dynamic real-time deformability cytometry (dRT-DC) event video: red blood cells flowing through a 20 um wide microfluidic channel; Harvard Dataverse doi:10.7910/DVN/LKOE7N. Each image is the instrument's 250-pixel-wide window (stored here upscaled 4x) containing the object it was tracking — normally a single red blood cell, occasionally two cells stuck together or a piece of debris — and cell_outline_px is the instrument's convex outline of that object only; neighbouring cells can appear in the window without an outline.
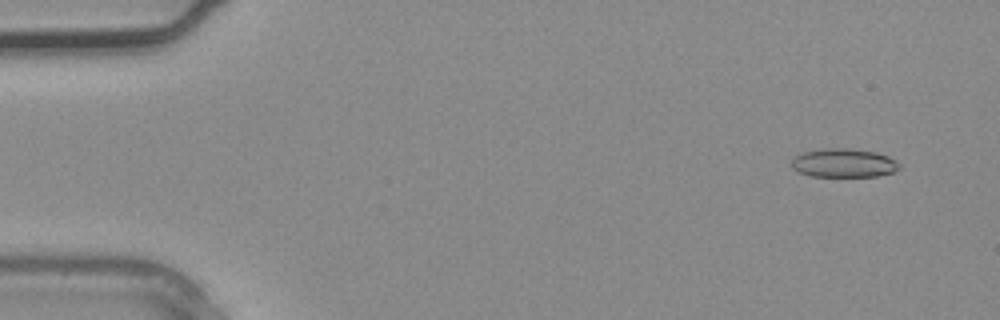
{"species": "common noctule bat (a hibernating species)", "species_latin": "Nyctalus noctula", "temperature_condition": "warm", "stored_images_in_passage": 3, "camera_frame_rate_fps": 3000, "um_per_image_px": 0.085, "animal": {"sex": "male", "body_mass_g": 20.4}, "frame": {"image": 1, "passage_image": 1, "time_ms": 0.0, "image_size_px": [1000, 320], "cell_outline_px": [[900, 168], [896, 172], [880, 176], [812, 176], [800, 172], [792, 168], [792, 160], [796, 156], [804, 152], [820, 148], [844, 148], [876, 152], [888, 156], [896, 160], [900, 164]], "centroid_in_image_um": [71.77, 13.85], "position_along_channel_um": 13.2, "area_um2": 18.09}}
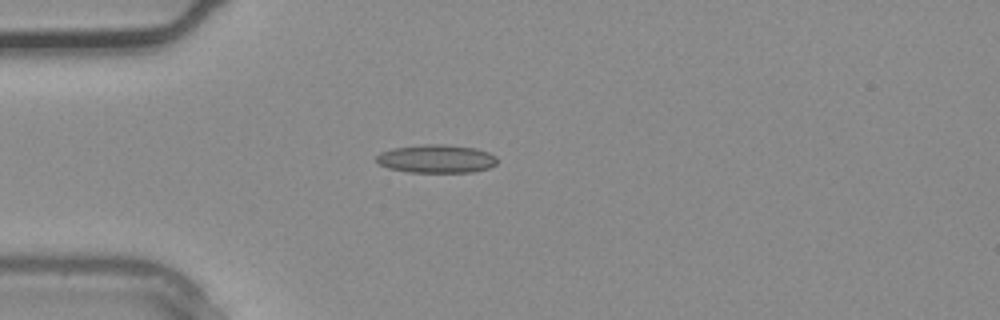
{"frame": {"image": 2, "passage_image": 3, "time_ms": 0.667, "image_size_px": [1000, 320], "cell_outline_px": [[496, 164], [488, 168], [472, 172], [408, 172], [388, 168], [380, 164], [376, 160], [376, 156], [380, 152], [392, 148], [424, 144], [448, 144], [476, 148], [488, 152], [496, 156]], "centroid_in_image_um": [37.09, 13.49], "position_along_channel_um": 47.9, "area_um2": 20.0}}